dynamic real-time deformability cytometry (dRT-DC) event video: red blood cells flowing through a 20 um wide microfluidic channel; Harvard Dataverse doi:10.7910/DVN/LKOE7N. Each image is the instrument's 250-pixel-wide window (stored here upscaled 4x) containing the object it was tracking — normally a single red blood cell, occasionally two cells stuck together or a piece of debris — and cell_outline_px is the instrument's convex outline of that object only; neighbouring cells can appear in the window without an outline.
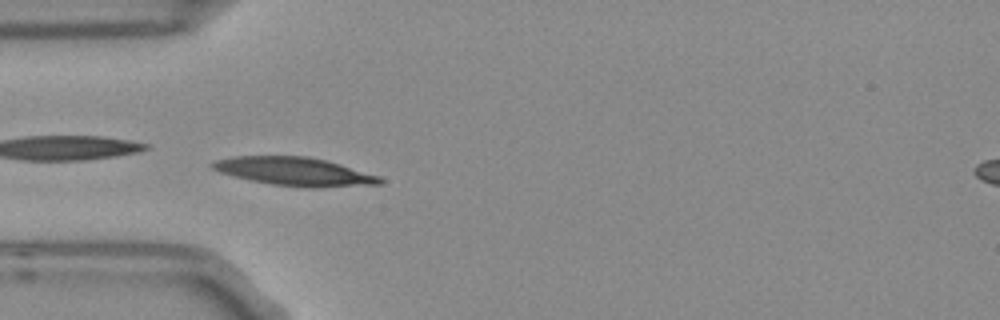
{"species": "Egyptian fruit bat (a non-hibernating species)", "species_latin": "Rousettus aegyptiacus", "temperature_condition": "room temperature", "stored_images_in_passage": 4, "camera_frame_rate_fps": 3000, "um_per_image_px": 0.085, "frame": {"image": 1, "passage_image": 4, "time_ms": 1.0, "image_size_px": [1000, 320], "cell_outline_px": [[384, 180], [380, 184], [320, 188], [308, 188], [272, 184], [232, 176], [220, 172], [212, 168], [208, 164], [216, 160], [236, 156], [308, 156], [340, 164], [380, 176]], "centroid_in_image_um": [25.05, 14.58], "position_along_channel_um": 60.0, "area_um2": 27.69}}